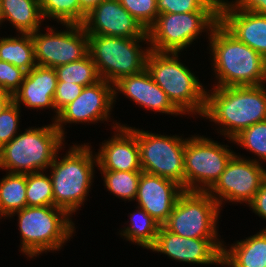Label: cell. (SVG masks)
<instances>
[{
  "mask_svg": "<svg viewBox=\"0 0 266 267\" xmlns=\"http://www.w3.org/2000/svg\"><path fill=\"white\" fill-rule=\"evenodd\" d=\"M218 21L219 12L159 14L147 29L149 48L157 52L179 53L206 29L211 31Z\"/></svg>",
  "mask_w": 266,
  "mask_h": 267,
  "instance_id": "8",
  "label": "cell"
},
{
  "mask_svg": "<svg viewBox=\"0 0 266 267\" xmlns=\"http://www.w3.org/2000/svg\"><path fill=\"white\" fill-rule=\"evenodd\" d=\"M222 241L219 239L186 238L160 226L153 252L164 253L175 261L222 266Z\"/></svg>",
  "mask_w": 266,
  "mask_h": 267,
  "instance_id": "15",
  "label": "cell"
},
{
  "mask_svg": "<svg viewBox=\"0 0 266 267\" xmlns=\"http://www.w3.org/2000/svg\"><path fill=\"white\" fill-rule=\"evenodd\" d=\"M25 74L24 70L0 60V89L13 96L20 89Z\"/></svg>",
  "mask_w": 266,
  "mask_h": 267,
  "instance_id": "35",
  "label": "cell"
},
{
  "mask_svg": "<svg viewBox=\"0 0 266 267\" xmlns=\"http://www.w3.org/2000/svg\"><path fill=\"white\" fill-rule=\"evenodd\" d=\"M67 30L55 32L51 27L48 33L40 29L30 33L37 65L56 68L81 60L89 54L88 34L79 24H63Z\"/></svg>",
  "mask_w": 266,
  "mask_h": 267,
  "instance_id": "12",
  "label": "cell"
},
{
  "mask_svg": "<svg viewBox=\"0 0 266 267\" xmlns=\"http://www.w3.org/2000/svg\"><path fill=\"white\" fill-rule=\"evenodd\" d=\"M227 147L203 136L186 139L184 191L207 192L216 183L235 154Z\"/></svg>",
  "mask_w": 266,
  "mask_h": 267,
  "instance_id": "10",
  "label": "cell"
},
{
  "mask_svg": "<svg viewBox=\"0 0 266 267\" xmlns=\"http://www.w3.org/2000/svg\"><path fill=\"white\" fill-rule=\"evenodd\" d=\"M208 35L214 61L213 70L218 80L214 87L264 85L266 82L264 57L238 40L219 21Z\"/></svg>",
  "mask_w": 266,
  "mask_h": 267,
  "instance_id": "1",
  "label": "cell"
},
{
  "mask_svg": "<svg viewBox=\"0 0 266 267\" xmlns=\"http://www.w3.org/2000/svg\"><path fill=\"white\" fill-rule=\"evenodd\" d=\"M219 22L238 40L266 59V15L235 8L220 0Z\"/></svg>",
  "mask_w": 266,
  "mask_h": 267,
  "instance_id": "19",
  "label": "cell"
},
{
  "mask_svg": "<svg viewBox=\"0 0 266 267\" xmlns=\"http://www.w3.org/2000/svg\"><path fill=\"white\" fill-rule=\"evenodd\" d=\"M26 201L27 206H54L50 176L41 171L26 174Z\"/></svg>",
  "mask_w": 266,
  "mask_h": 267,
  "instance_id": "30",
  "label": "cell"
},
{
  "mask_svg": "<svg viewBox=\"0 0 266 267\" xmlns=\"http://www.w3.org/2000/svg\"><path fill=\"white\" fill-rule=\"evenodd\" d=\"M129 225L120 232L121 236L143 248L150 249L154 245L161 225L144 209L138 207L136 212L130 214Z\"/></svg>",
  "mask_w": 266,
  "mask_h": 267,
  "instance_id": "26",
  "label": "cell"
},
{
  "mask_svg": "<svg viewBox=\"0 0 266 267\" xmlns=\"http://www.w3.org/2000/svg\"><path fill=\"white\" fill-rule=\"evenodd\" d=\"M3 21L8 20L21 33L40 29L43 16L39 0H0Z\"/></svg>",
  "mask_w": 266,
  "mask_h": 267,
  "instance_id": "23",
  "label": "cell"
},
{
  "mask_svg": "<svg viewBox=\"0 0 266 267\" xmlns=\"http://www.w3.org/2000/svg\"><path fill=\"white\" fill-rule=\"evenodd\" d=\"M80 8L88 14L93 8L99 5L103 0H78Z\"/></svg>",
  "mask_w": 266,
  "mask_h": 267,
  "instance_id": "39",
  "label": "cell"
},
{
  "mask_svg": "<svg viewBox=\"0 0 266 267\" xmlns=\"http://www.w3.org/2000/svg\"><path fill=\"white\" fill-rule=\"evenodd\" d=\"M26 206V174L8 172L0 181V217H9Z\"/></svg>",
  "mask_w": 266,
  "mask_h": 267,
  "instance_id": "25",
  "label": "cell"
},
{
  "mask_svg": "<svg viewBox=\"0 0 266 267\" xmlns=\"http://www.w3.org/2000/svg\"><path fill=\"white\" fill-rule=\"evenodd\" d=\"M58 81L90 86L101 80L93 59L88 54L81 60L55 68Z\"/></svg>",
  "mask_w": 266,
  "mask_h": 267,
  "instance_id": "27",
  "label": "cell"
},
{
  "mask_svg": "<svg viewBox=\"0 0 266 267\" xmlns=\"http://www.w3.org/2000/svg\"><path fill=\"white\" fill-rule=\"evenodd\" d=\"M57 82L55 68L36 65L25 74L20 89L13 95V101L19 107L22 102L31 109H55L53 99Z\"/></svg>",
  "mask_w": 266,
  "mask_h": 267,
  "instance_id": "21",
  "label": "cell"
},
{
  "mask_svg": "<svg viewBox=\"0 0 266 267\" xmlns=\"http://www.w3.org/2000/svg\"><path fill=\"white\" fill-rule=\"evenodd\" d=\"M148 37L123 38L88 34L89 55L101 79L116 83L120 78L140 73L146 68L150 48L142 50L140 42Z\"/></svg>",
  "mask_w": 266,
  "mask_h": 267,
  "instance_id": "7",
  "label": "cell"
},
{
  "mask_svg": "<svg viewBox=\"0 0 266 267\" xmlns=\"http://www.w3.org/2000/svg\"><path fill=\"white\" fill-rule=\"evenodd\" d=\"M222 249V266L266 267V229L227 249Z\"/></svg>",
  "mask_w": 266,
  "mask_h": 267,
  "instance_id": "22",
  "label": "cell"
},
{
  "mask_svg": "<svg viewBox=\"0 0 266 267\" xmlns=\"http://www.w3.org/2000/svg\"><path fill=\"white\" fill-rule=\"evenodd\" d=\"M6 37L0 39V60L6 61L26 73L34 68V43L30 33H21V37Z\"/></svg>",
  "mask_w": 266,
  "mask_h": 267,
  "instance_id": "24",
  "label": "cell"
},
{
  "mask_svg": "<svg viewBox=\"0 0 266 267\" xmlns=\"http://www.w3.org/2000/svg\"><path fill=\"white\" fill-rule=\"evenodd\" d=\"M178 59V53L150 50L146 69L182 114L198 113L202 117L206 105V91L198 77Z\"/></svg>",
  "mask_w": 266,
  "mask_h": 267,
  "instance_id": "3",
  "label": "cell"
},
{
  "mask_svg": "<svg viewBox=\"0 0 266 267\" xmlns=\"http://www.w3.org/2000/svg\"><path fill=\"white\" fill-rule=\"evenodd\" d=\"M15 213L21 233L20 251L30 258L59 250L75 231L70 215L60 207L26 206L9 217Z\"/></svg>",
  "mask_w": 266,
  "mask_h": 267,
  "instance_id": "6",
  "label": "cell"
},
{
  "mask_svg": "<svg viewBox=\"0 0 266 267\" xmlns=\"http://www.w3.org/2000/svg\"><path fill=\"white\" fill-rule=\"evenodd\" d=\"M224 127L222 135L230 141L241 131L266 120V88L264 85L214 87L206 91L202 115Z\"/></svg>",
  "mask_w": 266,
  "mask_h": 267,
  "instance_id": "2",
  "label": "cell"
},
{
  "mask_svg": "<svg viewBox=\"0 0 266 267\" xmlns=\"http://www.w3.org/2000/svg\"><path fill=\"white\" fill-rule=\"evenodd\" d=\"M219 211L220 206L207 192L184 191L162 226L186 238L218 239Z\"/></svg>",
  "mask_w": 266,
  "mask_h": 267,
  "instance_id": "9",
  "label": "cell"
},
{
  "mask_svg": "<svg viewBox=\"0 0 266 267\" xmlns=\"http://www.w3.org/2000/svg\"><path fill=\"white\" fill-rule=\"evenodd\" d=\"M82 26L87 34L123 38L148 37L147 30L118 0H103L86 15Z\"/></svg>",
  "mask_w": 266,
  "mask_h": 267,
  "instance_id": "16",
  "label": "cell"
},
{
  "mask_svg": "<svg viewBox=\"0 0 266 267\" xmlns=\"http://www.w3.org/2000/svg\"><path fill=\"white\" fill-rule=\"evenodd\" d=\"M63 159L57 158L49 166L54 206L64 209L70 216L85 201L92 185L97 157L88 145L71 146Z\"/></svg>",
  "mask_w": 266,
  "mask_h": 267,
  "instance_id": "5",
  "label": "cell"
},
{
  "mask_svg": "<svg viewBox=\"0 0 266 267\" xmlns=\"http://www.w3.org/2000/svg\"><path fill=\"white\" fill-rule=\"evenodd\" d=\"M220 0H157L159 14L219 12Z\"/></svg>",
  "mask_w": 266,
  "mask_h": 267,
  "instance_id": "32",
  "label": "cell"
},
{
  "mask_svg": "<svg viewBox=\"0 0 266 267\" xmlns=\"http://www.w3.org/2000/svg\"><path fill=\"white\" fill-rule=\"evenodd\" d=\"M3 23L2 15H1V7H0V25Z\"/></svg>",
  "mask_w": 266,
  "mask_h": 267,
  "instance_id": "41",
  "label": "cell"
},
{
  "mask_svg": "<svg viewBox=\"0 0 266 267\" xmlns=\"http://www.w3.org/2000/svg\"><path fill=\"white\" fill-rule=\"evenodd\" d=\"M120 4L147 30L159 13L157 0H118Z\"/></svg>",
  "mask_w": 266,
  "mask_h": 267,
  "instance_id": "33",
  "label": "cell"
},
{
  "mask_svg": "<svg viewBox=\"0 0 266 267\" xmlns=\"http://www.w3.org/2000/svg\"><path fill=\"white\" fill-rule=\"evenodd\" d=\"M266 169L258 160L245 159L236 155L231 157L225 170L207 193L222 205L223 199L229 202L250 203L258 192Z\"/></svg>",
  "mask_w": 266,
  "mask_h": 267,
  "instance_id": "13",
  "label": "cell"
},
{
  "mask_svg": "<svg viewBox=\"0 0 266 267\" xmlns=\"http://www.w3.org/2000/svg\"><path fill=\"white\" fill-rule=\"evenodd\" d=\"M84 86L75 83H67L63 81L57 82L56 92L53 99L56 112L55 120L59 112L69 103L73 102L82 92Z\"/></svg>",
  "mask_w": 266,
  "mask_h": 267,
  "instance_id": "36",
  "label": "cell"
},
{
  "mask_svg": "<svg viewBox=\"0 0 266 267\" xmlns=\"http://www.w3.org/2000/svg\"><path fill=\"white\" fill-rule=\"evenodd\" d=\"M39 4L43 19L53 18L61 24L82 25L87 15L78 0H39Z\"/></svg>",
  "mask_w": 266,
  "mask_h": 267,
  "instance_id": "28",
  "label": "cell"
},
{
  "mask_svg": "<svg viewBox=\"0 0 266 267\" xmlns=\"http://www.w3.org/2000/svg\"><path fill=\"white\" fill-rule=\"evenodd\" d=\"M13 102V96L0 89V114L2 111Z\"/></svg>",
  "mask_w": 266,
  "mask_h": 267,
  "instance_id": "40",
  "label": "cell"
},
{
  "mask_svg": "<svg viewBox=\"0 0 266 267\" xmlns=\"http://www.w3.org/2000/svg\"><path fill=\"white\" fill-rule=\"evenodd\" d=\"M132 129L136 132L142 171L173 180L184 189L186 138Z\"/></svg>",
  "mask_w": 266,
  "mask_h": 267,
  "instance_id": "11",
  "label": "cell"
},
{
  "mask_svg": "<svg viewBox=\"0 0 266 267\" xmlns=\"http://www.w3.org/2000/svg\"><path fill=\"white\" fill-rule=\"evenodd\" d=\"M108 191L122 200H135L142 171L100 170Z\"/></svg>",
  "mask_w": 266,
  "mask_h": 267,
  "instance_id": "29",
  "label": "cell"
},
{
  "mask_svg": "<svg viewBox=\"0 0 266 267\" xmlns=\"http://www.w3.org/2000/svg\"><path fill=\"white\" fill-rule=\"evenodd\" d=\"M114 86V99L119 91L135 103L155 112L182 114L168 99L166 93L154 82L145 68L137 74L120 78Z\"/></svg>",
  "mask_w": 266,
  "mask_h": 267,
  "instance_id": "20",
  "label": "cell"
},
{
  "mask_svg": "<svg viewBox=\"0 0 266 267\" xmlns=\"http://www.w3.org/2000/svg\"><path fill=\"white\" fill-rule=\"evenodd\" d=\"M25 130L0 148V169L19 174L44 172L62 149L65 136L54 122Z\"/></svg>",
  "mask_w": 266,
  "mask_h": 267,
  "instance_id": "4",
  "label": "cell"
},
{
  "mask_svg": "<svg viewBox=\"0 0 266 267\" xmlns=\"http://www.w3.org/2000/svg\"><path fill=\"white\" fill-rule=\"evenodd\" d=\"M20 107L13 101L0 114V148L9 143L18 133Z\"/></svg>",
  "mask_w": 266,
  "mask_h": 267,
  "instance_id": "34",
  "label": "cell"
},
{
  "mask_svg": "<svg viewBox=\"0 0 266 267\" xmlns=\"http://www.w3.org/2000/svg\"><path fill=\"white\" fill-rule=\"evenodd\" d=\"M115 101L113 84L101 79L84 87L81 94L59 112L55 126L64 136L63 124L107 121Z\"/></svg>",
  "mask_w": 266,
  "mask_h": 267,
  "instance_id": "14",
  "label": "cell"
},
{
  "mask_svg": "<svg viewBox=\"0 0 266 267\" xmlns=\"http://www.w3.org/2000/svg\"><path fill=\"white\" fill-rule=\"evenodd\" d=\"M183 192V187L175 181L142 171L136 200L138 207L162 226Z\"/></svg>",
  "mask_w": 266,
  "mask_h": 267,
  "instance_id": "17",
  "label": "cell"
},
{
  "mask_svg": "<svg viewBox=\"0 0 266 267\" xmlns=\"http://www.w3.org/2000/svg\"><path fill=\"white\" fill-rule=\"evenodd\" d=\"M231 4L240 10L266 15V0H236Z\"/></svg>",
  "mask_w": 266,
  "mask_h": 267,
  "instance_id": "38",
  "label": "cell"
},
{
  "mask_svg": "<svg viewBox=\"0 0 266 267\" xmlns=\"http://www.w3.org/2000/svg\"><path fill=\"white\" fill-rule=\"evenodd\" d=\"M257 215L266 219V177L263 179L258 192L248 204Z\"/></svg>",
  "mask_w": 266,
  "mask_h": 267,
  "instance_id": "37",
  "label": "cell"
},
{
  "mask_svg": "<svg viewBox=\"0 0 266 267\" xmlns=\"http://www.w3.org/2000/svg\"><path fill=\"white\" fill-rule=\"evenodd\" d=\"M232 141L266 161V120L244 129Z\"/></svg>",
  "mask_w": 266,
  "mask_h": 267,
  "instance_id": "31",
  "label": "cell"
},
{
  "mask_svg": "<svg viewBox=\"0 0 266 267\" xmlns=\"http://www.w3.org/2000/svg\"><path fill=\"white\" fill-rule=\"evenodd\" d=\"M115 125L113 129H117V134L102 143L96 154L98 168L111 171H142L136 132L124 124L116 122Z\"/></svg>",
  "mask_w": 266,
  "mask_h": 267,
  "instance_id": "18",
  "label": "cell"
}]
</instances>
